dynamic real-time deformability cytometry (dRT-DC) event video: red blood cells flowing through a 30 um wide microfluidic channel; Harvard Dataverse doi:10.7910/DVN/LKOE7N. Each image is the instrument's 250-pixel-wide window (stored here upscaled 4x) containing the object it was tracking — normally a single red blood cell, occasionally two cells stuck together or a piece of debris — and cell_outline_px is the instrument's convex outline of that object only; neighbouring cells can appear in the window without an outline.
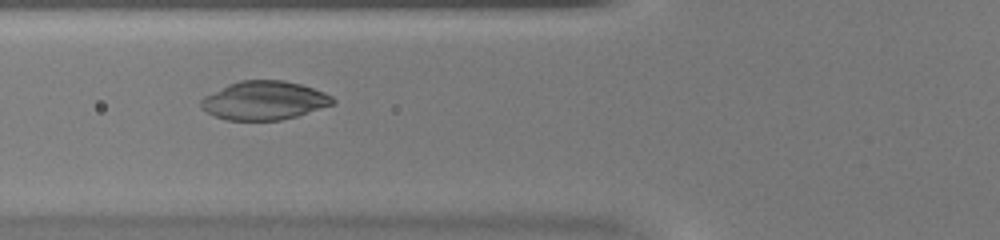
{"species": "common noctule bat (a hibernating species)", "species_latin": "Nyctalus noctula", "temperature_condition": "warm", "stored_images_in_passage": 32, "camera_frame_rate_fps": 3000, "um_per_image_px": 0.085, "animal": {"sex": "female", "body_mass_g": 20.0, "forearm_length_mm": 54.0}, "frame": {"image": 1, "passage_image": 4, "time_ms": 1.0, "image_size_px": [1000, 240], "cell_outline_px": [[336, 104], [296, 116], [280, 120], [228, 120], [216, 116], [200, 108], [200, 100], [204, 96], [228, 84], [240, 80], [284, 80], [300, 84], [324, 92], [332, 96], [336, 100]], "centroid_in_image_um": [22.47, 8.54], "position_along_channel_um": 103.3, "area_um2": 29.71}}
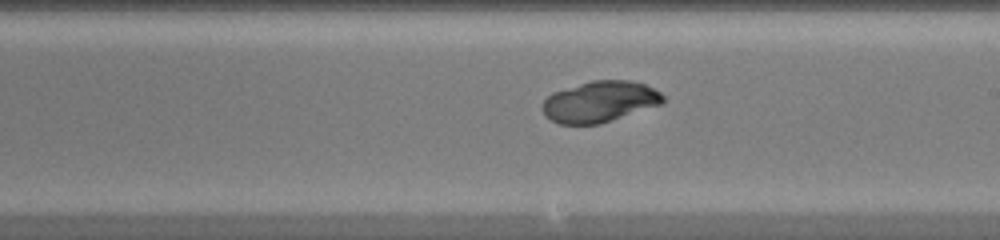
{"frame": {"image": 2, "passage_image": 13, "time_ms": 4.0, "image_size_px": [1000, 240], "cell_outline_px": [[664, 100], [660, 104], [600, 124], [560, 124], [544, 116], [540, 108], [544, 100], [552, 92], [592, 80], [632, 80], [644, 84], [660, 92], [664, 96]], "centroid_in_image_um": [50.93, 8.64], "position_along_channel_um": 238.1, "area_um2": 28.78}}
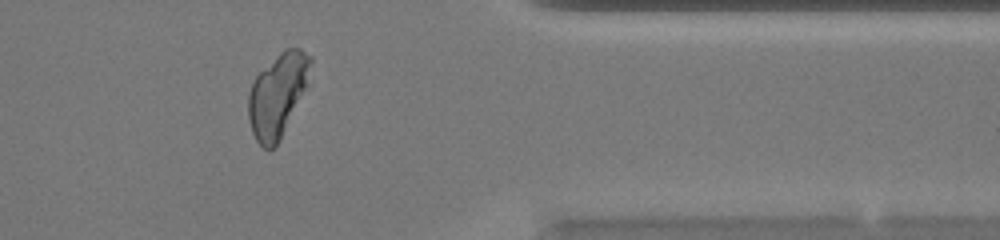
{"frame": {"image": 3, "passage_image": 24, "time_ms": 7.667, "image_size_px": [1000, 240], "cell_outline_px": [[312, 60], [308, 84], [276, 144], [268, 152], [256, 140], [252, 132], [248, 120], [248, 92], [256, 76], [280, 52], [288, 48], [300, 48], [312, 56]], "centroid_in_image_um": [23.59, 8.05], "position_along_channel_um": 387.8, "area_um2": 29.71}}